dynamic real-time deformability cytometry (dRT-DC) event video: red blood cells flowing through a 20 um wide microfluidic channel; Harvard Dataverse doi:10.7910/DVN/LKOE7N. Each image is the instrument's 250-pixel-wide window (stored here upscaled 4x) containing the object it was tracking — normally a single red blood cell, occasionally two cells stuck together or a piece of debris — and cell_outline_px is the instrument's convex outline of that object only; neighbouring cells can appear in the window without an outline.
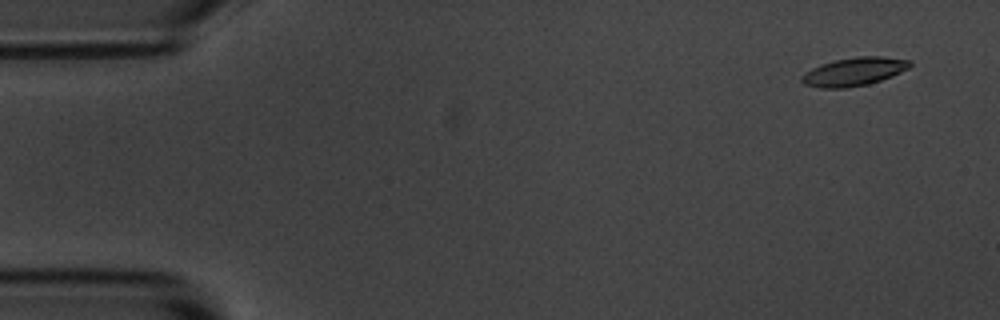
{"species": "common noctule bat (a hibernating species)", "species_latin": "Nyctalus noctula", "temperature_condition": "room temperature", "stored_images_in_passage": 7, "camera_frame_rate_fps": 3000, "um_per_image_px": 0.085, "animal": {"sex": "male", "body_mass_g": 20.1, "forearm_length_mm": 53.5}, "frame": {"image": 1, "passage_image": 2, "time_ms": 1.0, "image_size_px": [1000, 320], "cell_outline_px": [[912, 64], [908, 68], [892, 76], [868, 84], [844, 88], [820, 88], [804, 84], [800, 80], [800, 76], [804, 72], [812, 68], [836, 60], [856, 56], [884, 56], [912, 60]], "centroid_in_image_um": [72.59, 6.09], "position_along_channel_um": 12.4, "area_um2": 17.86}}
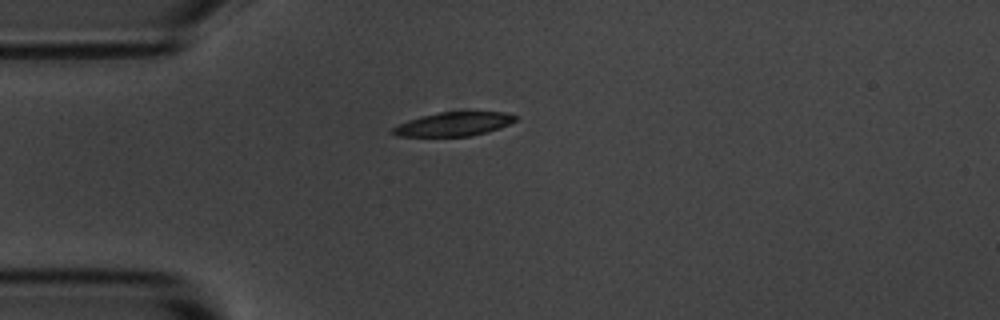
{"frame": {"image": 2, "passage_image": 5, "time_ms": 4.667, "image_size_px": [1000, 320], "cell_outline_px": [[516, 120], [500, 128], [488, 132], [472, 136], [396, 136], [392, 132], [392, 128], [408, 120], [420, 116], [440, 112], [504, 112], [516, 116]], "centroid_in_image_um": [38.56, 10.55], "position_along_channel_um": 46.4, "area_um2": 16.94}}